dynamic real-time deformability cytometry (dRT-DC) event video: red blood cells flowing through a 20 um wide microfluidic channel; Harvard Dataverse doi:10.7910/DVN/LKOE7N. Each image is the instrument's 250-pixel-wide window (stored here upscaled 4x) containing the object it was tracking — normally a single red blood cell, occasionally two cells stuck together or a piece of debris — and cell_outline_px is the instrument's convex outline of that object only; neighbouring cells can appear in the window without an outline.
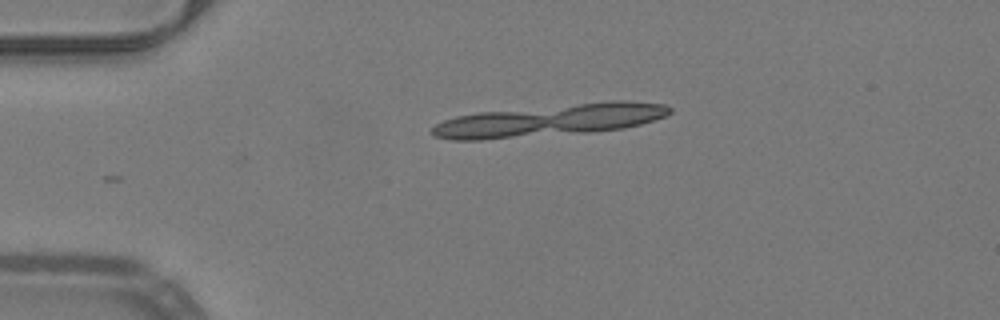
{"species": "common noctule bat (a hibernating species)", "species_latin": "Nyctalus noctula", "temperature_condition": "warm", "stored_images_in_passage": 15, "segment_of_instrument_passage": [2, 2], "camera_frame_rate_fps": 3000, "um_per_image_px": 0.085, "animal": {"sex": "male", "body_mass_g": 19.2, "forearm_length_mm": 51.8}, "frame": {"image": 1, "passage_image": 9, "time_ms": 2.667, "image_size_px": [1000, 320], "cell_outline_px": [[544, 124], [520, 132], [500, 136], [444, 136], [444, 132], [452, 120], [468, 116], [532, 116]], "centroid_in_image_um": [41.69, 10.69], "position_along_channel_um": 43.3, "area_um2": 11.62}}